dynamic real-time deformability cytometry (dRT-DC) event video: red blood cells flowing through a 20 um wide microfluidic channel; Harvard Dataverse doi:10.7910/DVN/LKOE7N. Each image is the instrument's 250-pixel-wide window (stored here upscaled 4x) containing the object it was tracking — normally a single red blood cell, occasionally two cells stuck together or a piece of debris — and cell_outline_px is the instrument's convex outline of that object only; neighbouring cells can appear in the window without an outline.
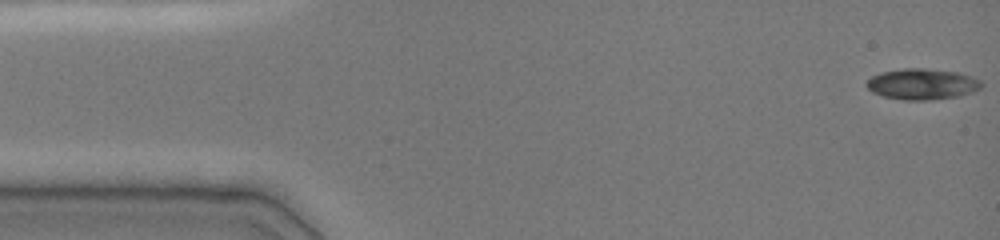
{"species": "common noctule bat (a hibernating species)", "species_latin": "Nyctalus noctula", "temperature_condition": "cold", "stored_images_in_passage": 8, "camera_frame_rate_fps": 3000, "um_per_image_px": 0.085, "animal": {"sex": "female", "body_mass_g": 19.0, "forearm_length_mm": 51.5}, "frame": {"image": 1, "passage_image": 1, "time_ms": 0.0, "image_size_px": [1000, 240], "cell_outline_px": [[980, 88], [956, 96], [928, 100], [904, 100], [884, 96], [872, 92], [868, 88], [868, 80], [872, 76], [880, 72], [904, 68], [924, 68], [960, 72], [972, 76], [980, 80]], "centroid_in_image_um": [78.36, 7.13], "position_along_channel_um": 6.6, "area_um2": 20.4}}
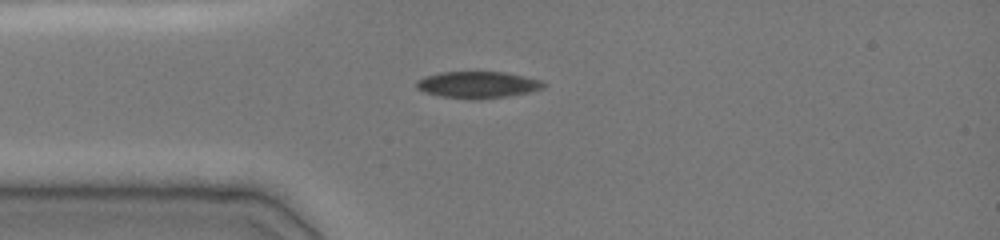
{"frame": {"image": 2, "passage_image": 6, "time_ms": 3.667, "image_size_px": [1000, 240], "cell_outline_px": [[544, 88], [528, 92], [504, 96], [472, 100], [440, 96], [416, 88], [416, 80], [424, 76], [440, 72], [504, 72], [540, 80], [544, 84]], "centroid_in_image_um": [40.55, 7.2], "position_along_channel_um": 44.4, "area_um2": 19.48}}
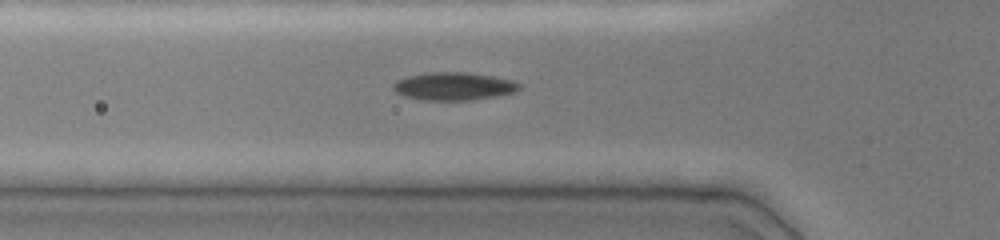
{"frame": {"image": 3, "passage_image": 8, "time_ms": 5.0, "image_size_px": [1000, 240], "cell_outline_px": [[520, 88], [512, 92], [496, 96], [472, 100], [424, 100], [404, 96], [396, 92], [392, 88], [392, 84], [408, 76], [432, 72], [468, 72], [492, 76], [512, 80], [520, 84]], "centroid_in_image_um": [38.56, 7.33], "position_along_channel_um": 87.2, "area_um2": 20.29}}